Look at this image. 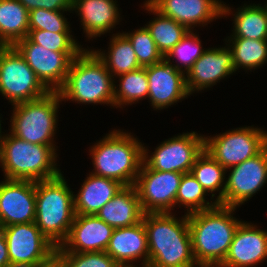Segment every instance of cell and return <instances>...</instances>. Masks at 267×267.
<instances>
[{"mask_svg":"<svg viewBox=\"0 0 267 267\" xmlns=\"http://www.w3.org/2000/svg\"><path fill=\"white\" fill-rule=\"evenodd\" d=\"M149 261L147 267H195L197 265L188 215L177 219L172 212L144 213Z\"/></svg>","mask_w":267,"mask_h":267,"instance_id":"cell-1","label":"cell"},{"mask_svg":"<svg viewBox=\"0 0 267 267\" xmlns=\"http://www.w3.org/2000/svg\"><path fill=\"white\" fill-rule=\"evenodd\" d=\"M236 207L217 204L213 208L188 214L192 250L198 266L219 267L226 258L238 226L233 217Z\"/></svg>","mask_w":267,"mask_h":267,"instance_id":"cell-2","label":"cell"},{"mask_svg":"<svg viewBox=\"0 0 267 267\" xmlns=\"http://www.w3.org/2000/svg\"><path fill=\"white\" fill-rule=\"evenodd\" d=\"M90 154L95 171L92 174L131 186L143 163L144 146L130 133L114 129L91 146Z\"/></svg>","mask_w":267,"mask_h":267,"instance_id":"cell-3","label":"cell"},{"mask_svg":"<svg viewBox=\"0 0 267 267\" xmlns=\"http://www.w3.org/2000/svg\"><path fill=\"white\" fill-rule=\"evenodd\" d=\"M104 62L91 49H83L72 61L66 81L58 91L78 104H109L114 107L115 81Z\"/></svg>","mask_w":267,"mask_h":267,"instance_id":"cell-4","label":"cell"},{"mask_svg":"<svg viewBox=\"0 0 267 267\" xmlns=\"http://www.w3.org/2000/svg\"><path fill=\"white\" fill-rule=\"evenodd\" d=\"M55 148L32 144L14 135L0 137V165L5 179L42 181L59 176Z\"/></svg>","mask_w":267,"mask_h":267,"instance_id":"cell-5","label":"cell"},{"mask_svg":"<svg viewBox=\"0 0 267 267\" xmlns=\"http://www.w3.org/2000/svg\"><path fill=\"white\" fill-rule=\"evenodd\" d=\"M73 193L62 173L55 178L36 181L34 222L56 247L66 240L73 224L75 217Z\"/></svg>","mask_w":267,"mask_h":267,"instance_id":"cell-6","label":"cell"},{"mask_svg":"<svg viewBox=\"0 0 267 267\" xmlns=\"http://www.w3.org/2000/svg\"><path fill=\"white\" fill-rule=\"evenodd\" d=\"M61 101L58 91H49L38 99L14 104L10 133L29 143L55 148L53 140Z\"/></svg>","mask_w":267,"mask_h":267,"instance_id":"cell-7","label":"cell"},{"mask_svg":"<svg viewBox=\"0 0 267 267\" xmlns=\"http://www.w3.org/2000/svg\"><path fill=\"white\" fill-rule=\"evenodd\" d=\"M49 90L14 46H0V93L14 105L38 99Z\"/></svg>","mask_w":267,"mask_h":267,"instance_id":"cell-8","label":"cell"},{"mask_svg":"<svg viewBox=\"0 0 267 267\" xmlns=\"http://www.w3.org/2000/svg\"><path fill=\"white\" fill-rule=\"evenodd\" d=\"M267 146V132L241 127L204 138V150L226 170L259 154Z\"/></svg>","mask_w":267,"mask_h":267,"instance_id":"cell-9","label":"cell"},{"mask_svg":"<svg viewBox=\"0 0 267 267\" xmlns=\"http://www.w3.org/2000/svg\"><path fill=\"white\" fill-rule=\"evenodd\" d=\"M182 176L180 172L153 170L143 161L134 184L143 212L165 213L174 210Z\"/></svg>","mask_w":267,"mask_h":267,"instance_id":"cell-10","label":"cell"},{"mask_svg":"<svg viewBox=\"0 0 267 267\" xmlns=\"http://www.w3.org/2000/svg\"><path fill=\"white\" fill-rule=\"evenodd\" d=\"M205 136L183 133L162 142L150 156L144 146L143 161L153 170L189 173L204 150Z\"/></svg>","mask_w":267,"mask_h":267,"instance_id":"cell-11","label":"cell"},{"mask_svg":"<svg viewBox=\"0 0 267 267\" xmlns=\"http://www.w3.org/2000/svg\"><path fill=\"white\" fill-rule=\"evenodd\" d=\"M5 236L11 267H34L47 259L56 246L35 222L1 227Z\"/></svg>","mask_w":267,"mask_h":267,"instance_id":"cell-12","label":"cell"},{"mask_svg":"<svg viewBox=\"0 0 267 267\" xmlns=\"http://www.w3.org/2000/svg\"><path fill=\"white\" fill-rule=\"evenodd\" d=\"M14 47L49 91H59L67 78L73 59L80 52H55L33 43L28 37Z\"/></svg>","mask_w":267,"mask_h":267,"instance_id":"cell-13","label":"cell"},{"mask_svg":"<svg viewBox=\"0 0 267 267\" xmlns=\"http://www.w3.org/2000/svg\"><path fill=\"white\" fill-rule=\"evenodd\" d=\"M226 178L223 205L239 207L267 183V146L256 156L232 166Z\"/></svg>","mask_w":267,"mask_h":267,"instance_id":"cell-14","label":"cell"},{"mask_svg":"<svg viewBox=\"0 0 267 267\" xmlns=\"http://www.w3.org/2000/svg\"><path fill=\"white\" fill-rule=\"evenodd\" d=\"M36 217V182L9 180L0 182V226L32 223Z\"/></svg>","mask_w":267,"mask_h":267,"instance_id":"cell-15","label":"cell"},{"mask_svg":"<svg viewBox=\"0 0 267 267\" xmlns=\"http://www.w3.org/2000/svg\"><path fill=\"white\" fill-rule=\"evenodd\" d=\"M148 78V98L155 109L167 108L186 98V76L165 59L161 62L146 66Z\"/></svg>","mask_w":267,"mask_h":267,"instance_id":"cell-16","label":"cell"},{"mask_svg":"<svg viewBox=\"0 0 267 267\" xmlns=\"http://www.w3.org/2000/svg\"><path fill=\"white\" fill-rule=\"evenodd\" d=\"M157 11L170 17L188 30L197 24L206 26L213 19L229 15L230 7L221 0H147Z\"/></svg>","mask_w":267,"mask_h":267,"instance_id":"cell-17","label":"cell"},{"mask_svg":"<svg viewBox=\"0 0 267 267\" xmlns=\"http://www.w3.org/2000/svg\"><path fill=\"white\" fill-rule=\"evenodd\" d=\"M233 72L235 68L229 47L206 49L185 72L188 93L191 95L195 91L210 88Z\"/></svg>","mask_w":267,"mask_h":267,"instance_id":"cell-18","label":"cell"},{"mask_svg":"<svg viewBox=\"0 0 267 267\" xmlns=\"http://www.w3.org/2000/svg\"><path fill=\"white\" fill-rule=\"evenodd\" d=\"M113 230L96 215H75L69 234L60 247L73 253L102 252L106 250Z\"/></svg>","mask_w":267,"mask_h":267,"instance_id":"cell-19","label":"cell"},{"mask_svg":"<svg viewBox=\"0 0 267 267\" xmlns=\"http://www.w3.org/2000/svg\"><path fill=\"white\" fill-rule=\"evenodd\" d=\"M242 222L234 235L226 258L219 267H253L267 258V231Z\"/></svg>","mask_w":267,"mask_h":267,"instance_id":"cell-20","label":"cell"},{"mask_svg":"<svg viewBox=\"0 0 267 267\" xmlns=\"http://www.w3.org/2000/svg\"><path fill=\"white\" fill-rule=\"evenodd\" d=\"M105 252L119 266L135 267L133 261L141 258L143 267H147L149 247L143 221L129 227L114 229Z\"/></svg>","mask_w":267,"mask_h":267,"instance_id":"cell-21","label":"cell"},{"mask_svg":"<svg viewBox=\"0 0 267 267\" xmlns=\"http://www.w3.org/2000/svg\"><path fill=\"white\" fill-rule=\"evenodd\" d=\"M117 6L114 0H73L72 11L79 12L86 37L96 38L110 32L111 28L119 24Z\"/></svg>","mask_w":267,"mask_h":267,"instance_id":"cell-22","label":"cell"},{"mask_svg":"<svg viewBox=\"0 0 267 267\" xmlns=\"http://www.w3.org/2000/svg\"><path fill=\"white\" fill-rule=\"evenodd\" d=\"M96 216L114 229L141 222L144 212L135 186H124L98 211Z\"/></svg>","mask_w":267,"mask_h":267,"instance_id":"cell-23","label":"cell"},{"mask_svg":"<svg viewBox=\"0 0 267 267\" xmlns=\"http://www.w3.org/2000/svg\"><path fill=\"white\" fill-rule=\"evenodd\" d=\"M74 195L75 215H96L124 186L116 180L90 173Z\"/></svg>","mask_w":267,"mask_h":267,"instance_id":"cell-24","label":"cell"},{"mask_svg":"<svg viewBox=\"0 0 267 267\" xmlns=\"http://www.w3.org/2000/svg\"><path fill=\"white\" fill-rule=\"evenodd\" d=\"M29 34V11L18 0H0V46H14Z\"/></svg>","mask_w":267,"mask_h":267,"instance_id":"cell-25","label":"cell"},{"mask_svg":"<svg viewBox=\"0 0 267 267\" xmlns=\"http://www.w3.org/2000/svg\"><path fill=\"white\" fill-rule=\"evenodd\" d=\"M108 49L107 55L101 50L93 51L104 62L113 78L142 67L137 60L132 43L123 33L113 34Z\"/></svg>","mask_w":267,"mask_h":267,"instance_id":"cell-26","label":"cell"},{"mask_svg":"<svg viewBox=\"0 0 267 267\" xmlns=\"http://www.w3.org/2000/svg\"><path fill=\"white\" fill-rule=\"evenodd\" d=\"M144 7H146L145 10L157 16L145 27L150 32L159 52L165 57L189 30L184 25L161 14L148 1L145 2Z\"/></svg>","mask_w":267,"mask_h":267,"instance_id":"cell-27","label":"cell"},{"mask_svg":"<svg viewBox=\"0 0 267 267\" xmlns=\"http://www.w3.org/2000/svg\"><path fill=\"white\" fill-rule=\"evenodd\" d=\"M226 171L227 170L211 155L203 150V152L196 158L190 173L196 178L207 193H212L213 198L215 196L214 192L219 191L216 202L223 205V196L226 186V181H224Z\"/></svg>","mask_w":267,"mask_h":267,"instance_id":"cell-28","label":"cell"},{"mask_svg":"<svg viewBox=\"0 0 267 267\" xmlns=\"http://www.w3.org/2000/svg\"><path fill=\"white\" fill-rule=\"evenodd\" d=\"M232 37L267 40V13L264 6L248 5L234 14Z\"/></svg>","mask_w":267,"mask_h":267,"instance_id":"cell-29","label":"cell"},{"mask_svg":"<svg viewBox=\"0 0 267 267\" xmlns=\"http://www.w3.org/2000/svg\"><path fill=\"white\" fill-rule=\"evenodd\" d=\"M228 41V47L232 50L235 71L240 67L253 70L267 62V40L230 36Z\"/></svg>","mask_w":267,"mask_h":267,"instance_id":"cell-30","label":"cell"},{"mask_svg":"<svg viewBox=\"0 0 267 267\" xmlns=\"http://www.w3.org/2000/svg\"><path fill=\"white\" fill-rule=\"evenodd\" d=\"M119 89L114 85V106L122 107L148 97L146 67L119 75ZM122 105V106H121Z\"/></svg>","mask_w":267,"mask_h":267,"instance_id":"cell-31","label":"cell"},{"mask_svg":"<svg viewBox=\"0 0 267 267\" xmlns=\"http://www.w3.org/2000/svg\"><path fill=\"white\" fill-rule=\"evenodd\" d=\"M206 193L190 172L184 173L176 195V205L185 206L187 215L213 208L218 202L216 200L214 202L205 200Z\"/></svg>","mask_w":267,"mask_h":267,"instance_id":"cell-32","label":"cell"},{"mask_svg":"<svg viewBox=\"0 0 267 267\" xmlns=\"http://www.w3.org/2000/svg\"><path fill=\"white\" fill-rule=\"evenodd\" d=\"M205 50L202 49L201 41L198 35L192 31H188L185 36L167 53L164 59L178 70L187 72L194 64V62L203 54ZM170 58H176L182 64H172ZM184 67V70L183 68Z\"/></svg>","mask_w":267,"mask_h":267,"instance_id":"cell-33","label":"cell"},{"mask_svg":"<svg viewBox=\"0 0 267 267\" xmlns=\"http://www.w3.org/2000/svg\"><path fill=\"white\" fill-rule=\"evenodd\" d=\"M123 34L132 43L137 60L142 67L159 63L164 59L145 26L136 29L132 33L123 32Z\"/></svg>","mask_w":267,"mask_h":267,"instance_id":"cell-34","label":"cell"},{"mask_svg":"<svg viewBox=\"0 0 267 267\" xmlns=\"http://www.w3.org/2000/svg\"><path fill=\"white\" fill-rule=\"evenodd\" d=\"M71 32H50L48 30H29L28 38L35 44L42 45L55 52H81V48Z\"/></svg>","mask_w":267,"mask_h":267,"instance_id":"cell-35","label":"cell"},{"mask_svg":"<svg viewBox=\"0 0 267 267\" xmlns=\"http://www.w3.org/2000/svg\"><path fill=\"white\" fill-rule=\"evenodd\" d=\"M64 11L43 8L29 11V30H48L50 32H71Z\"/></svg>","mask_w":267,"mask_h":267,"instance_id":"cell-36","label":"cell"},{"mask_svg":"<svg viewBox=\"0 0 267 267\" xmlns=\"http://www.w3.org/2000/svg\"><path fill=\"white\" fill-rule=\"evenodd\" d=\"M56 250L64 257L67 267H119L105 251L102 252H65L60 246Z\"/></svg>","mask_w":267,"mask_h":267,"instance_id":"cell-37","label":"cell"},{"mask_svg":"<svg viewBox=\"0 0 267 267\" xmlns=\"http://www.w3.org/2000/svg\"><path fill=\"white\" fill-rule=\"evenodd\" d=\"M28 11L47 9L52 11H71L73 0H18Z\"/></svg>","mask_w":267,"mask_h":267,"instance_id":"cell-38","label":"cell"},{"mask_svg":"<svg viewBox=\"0 0 267 267\" xmlns=\"http://www.w3.org/2000/svg\"><path fill=\"white\" fill-rule=\"evenodd\" d=\"M34 267H67L64 257L56 250L47 259L39 262Z\"/></svg>","mask_w":267,"mask_h":267,"instance_id":"cell-39","label":"cell"},{"mask_svg":"<svg viewBox=\"0 0 267 267\" xmlns=\"http://www.w3.org/2000/svg\"><path fill=\"white\" fill-rule=\"evenodd\" d=\"M0 267H11L7 242L2 229H0Z\"/></svg>","mask_w":267,"mask_h":267,"instance_id":"cell-40","label":"cell"},{"mask_svg":"<svg viewBox=\"0 0 267 267\" xmlns=\"http://www.w3.org/2000/svg\"><path fill=\"white\" fill-rule=\"evenodd\" d=\"M0 119H1V117H0ZM2 136V134H1V120H0V137Z\"/></svg>","mask_w":267,"mask_h":267,"instance_id":"cell-41","label":"cell"},{"mask_svg":"<svg viewBox=\"0 0 267 267\" xmlns=\"http://www.w3.org/2000/svg\"><path fill=\"white\" fill-rule=\"evenodd\" d=\"M264 8H265L266 13H267V3L264 5Z\"/></svg>","mask_w":267,"mask_h":267,"instance_id":"cell-42","label":"cell"}]
</instances>
